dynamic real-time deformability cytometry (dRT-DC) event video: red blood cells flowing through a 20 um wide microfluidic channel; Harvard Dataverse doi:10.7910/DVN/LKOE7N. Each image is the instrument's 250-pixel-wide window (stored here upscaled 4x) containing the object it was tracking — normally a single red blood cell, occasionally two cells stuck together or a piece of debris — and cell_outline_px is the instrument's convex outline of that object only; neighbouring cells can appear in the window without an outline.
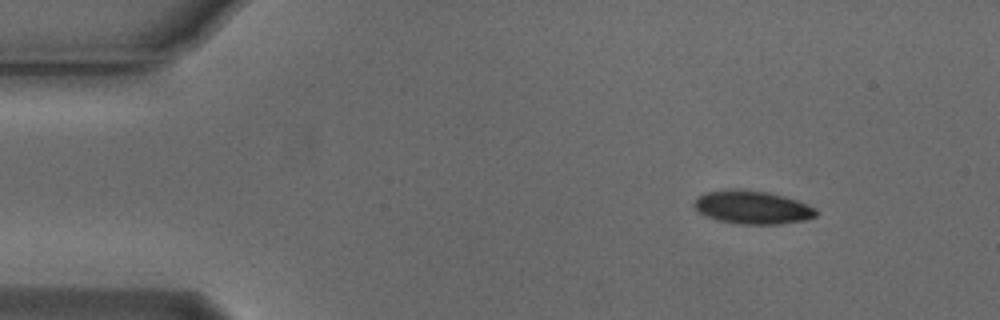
{"species": "Egyptian fruit bat (a non-hibernating species)", "species_latin": "Rousettus aegyptiacus", "temperature_condition": "cold", "stored_images_in_passage": 48, "camera_frame_rate_fps": 3000, "um_per_image_px": 0.085, "animal": {"sex": "male"}, "frame": {"image": 1, "passage_image": 1, "time_ms": 0.0, "image_size_px": [1000, 320], "cell_outline_px": [[820, 212], [816, 216], [804, 220], [780, 224], [740, 224], [716, 220], [704, 216], [692, 204], [696, 196], [704, 192], [724, 188], [748, 188], [768, 192], [784, 196], [808, 204], [816, 208]], "centroid_in_image_um": [63.91, 17.59], "position_along_channel_um": 21.1, "area_um2": 24.33}}
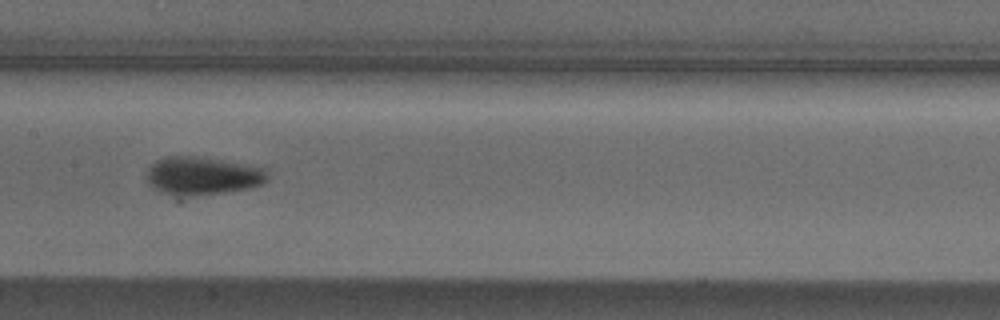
{"frame": {"image": 2, "passage_image": 21, "time_ms": 6.667, "image_size_px": [1000, 320], "cell_outline_px": [[268, 180], [264, 184], [248, 188], [180, 204], [176, 204], [152, 188], [144, 180], [148, 168], [156, 160], [168, 156], [188, 156], [268, 168]], "centroid_in_image_um": [17.09, 15.11], "position_along_channel_um": 190.3, "area_um2": 29.19}}
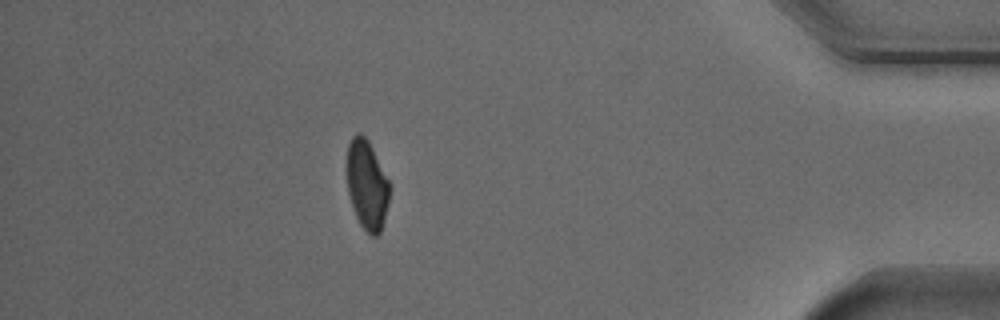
{"frame": {"image": 3, "passage_image": 42, "time_ms": 13.667, "image_size_px": [1000, 320], "cell_outline_px": [[388, 204], [384, 220], [380, 232], [376, 236], [372, 236], [360, 224], [356, 216], [348, 192], [344, 168], [348, 144], [352, 136], [356, 132], [360, 132], [368, 140], [388, 180]], "centroid_in_image_um": [31.13, 15.66], "position_along_channel_um": 404.1, "area_um2": 22.31}, "authors_computed_cell_mechanics": {"area_um2": 24.4494, "velocity_mm_per_s": 3.76, "shape_relaxation_time_tau1_ms": 3.271, "shape_relaxation_time_tau2_ms": null, "deformation_change_tau1": 0.108, "deformation_change_tau2": null}}